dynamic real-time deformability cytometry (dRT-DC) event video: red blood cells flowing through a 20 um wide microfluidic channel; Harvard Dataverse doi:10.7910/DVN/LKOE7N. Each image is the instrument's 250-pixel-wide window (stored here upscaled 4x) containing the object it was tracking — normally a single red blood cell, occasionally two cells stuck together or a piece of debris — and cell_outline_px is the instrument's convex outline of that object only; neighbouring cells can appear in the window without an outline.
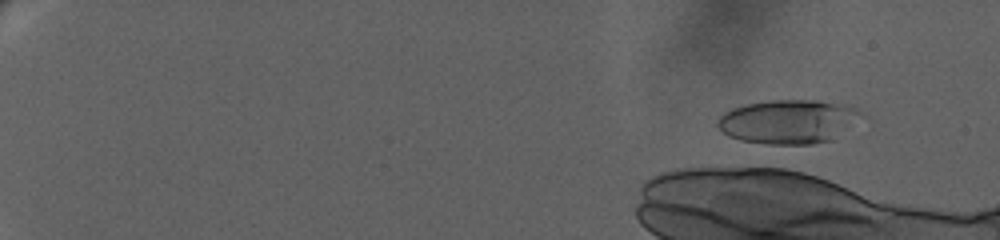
{"species": "human", "species_latin": "Homo sapiens", "temperature_condition": "warm", "stored_images_in_passage": 18, "camera_frame_rate_fps": 3000, "um_per_image_px": 0.085, "donor": {"sex": "female"}, "frame": {"image": 1, "passage_image": 14, "time_ms": 2.333, "image_size_px": [1000, 240], "cell_outline_px": [[864, 116], [832, 140], [812, 144], [764, 144], [740, 140], [728, 136], [716, 124], [716, 120], [724, 112], [732, 108], [744, 104], [772, 100], [816, 100], [848, 104], [856, 108]], "centroid_in_image_um": [67.01, 10.33], "position_along_channel_um": 18.0, "area_um2": 37.05}}